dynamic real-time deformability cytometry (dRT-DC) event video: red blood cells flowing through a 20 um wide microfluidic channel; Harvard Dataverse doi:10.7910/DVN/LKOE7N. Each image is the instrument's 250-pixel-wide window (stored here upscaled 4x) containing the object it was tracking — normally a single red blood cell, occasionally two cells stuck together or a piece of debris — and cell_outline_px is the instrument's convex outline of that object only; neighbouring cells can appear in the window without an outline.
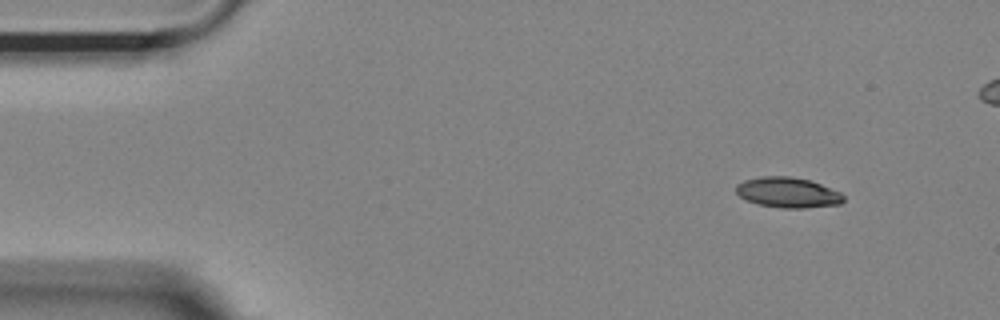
{"species": "Egyptian fruit bat (a non-hibernating species)", "species_latin": "Rousettus aegyptiacus", "temperature_condition": "room temperature", "stored_images_in_passage": 11, "camera_frame_rate_fps": 3000, "um_per_image_px": 0.085, "animal": {"sex": "female"}, "frame": {"image": 1, "passage_image": 1, "time_ms": 0.0, "image_size_px": [1000, 320], "cell_outline_px": [[844, 200], [840, 204], [804, 208], [784, 208], [760, 204], [748, 200], [740, 196], [736, 192], [736, 184], [744, 180], [760, 176], [792, 176], [812, 180], [840, 192], [844, 196]], "centroid_in_image_um": [66.98, 16.34], "position_along_channel_um": 18.0, "area_um2": 19.02}}